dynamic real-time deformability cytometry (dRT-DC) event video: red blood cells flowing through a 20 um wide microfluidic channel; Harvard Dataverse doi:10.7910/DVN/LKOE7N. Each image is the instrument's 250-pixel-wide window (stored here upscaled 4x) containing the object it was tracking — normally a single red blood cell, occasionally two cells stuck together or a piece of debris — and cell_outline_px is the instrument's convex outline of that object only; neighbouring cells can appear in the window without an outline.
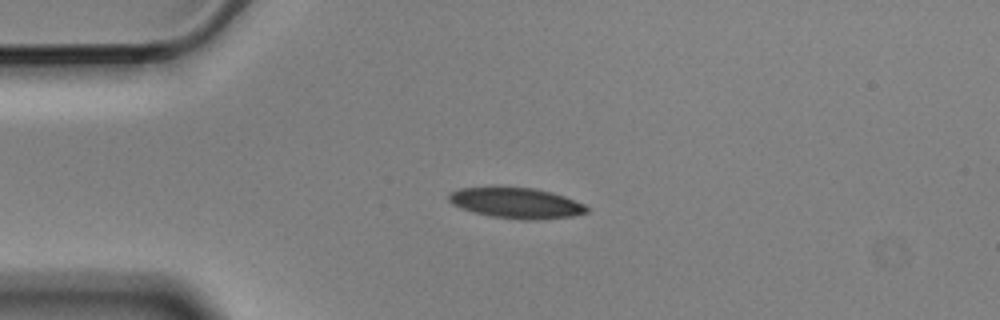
{"species": "Egyptian fruit bat (a non-hibernating species)", "species_latin": "Rousettus aegyptiacus", "temperature_condition": "cold", "stored_images_in_passage": 1, "camera_frame_rate_fps": 3000, "um_per_image_px": 0.085, "animal": {"sex": "male"}, "frame": {"image": 1, "passage_image": 1, "time_ms": 0.0, "image_size_px": [1000, 320], "cell_outline_px": [[588, 212], [572, 216], [532, 220], [524, 220], [492, 216], [476, 212], [452, 204], [448, 200], [448, 196], [452, 192], [460, 188], [532, 188], [552, 192], [564, 196], [584, 204], [588, 208]], "centroid_in_image_um": [43.92, 17.26], "position_along_channel_um": 41.1, "area_um2": 23.99}}